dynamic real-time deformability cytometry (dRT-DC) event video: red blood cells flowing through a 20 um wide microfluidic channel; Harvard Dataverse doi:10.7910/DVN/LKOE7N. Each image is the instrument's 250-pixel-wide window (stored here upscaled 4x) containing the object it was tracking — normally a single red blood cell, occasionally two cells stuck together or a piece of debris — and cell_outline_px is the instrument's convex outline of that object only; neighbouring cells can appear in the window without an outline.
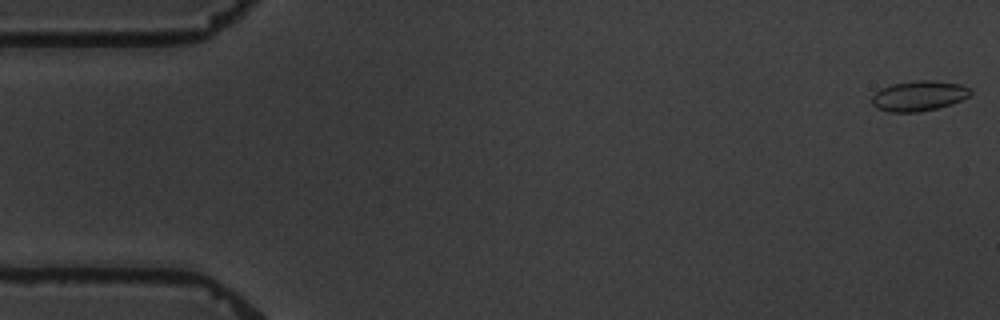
{"species": "common noctule bat (a hibernating species)", "species_latin": "Nyctalus noctula", "temperature_condition": "warm", "stored_images_in_passage": 5, "camera_frame_rate_fps": 3000, "um_per_image_px": 0.085, "animal": {"sex": "male", "body_mass_g": 19.5, "forearm_length_mm": 54.6}, "frame": {"image": 1, "passage_image": 1, "time_ms": 0.0, "image_size_px": [1000, 320], "cell_outline_px": [[972, 92], [968, 96], [952, 104], [936, 108], [916, 112], [888, 112], [876, 108], [872, 104], [872, 96], [880, 88], [892, 84], [916, 80], [932, 80], [960, 84], [972, 88]], "centroid_in_image_um": [78.09, 8.14], "position_along_channel_um": 6.9, "area_um2": 17.4}}
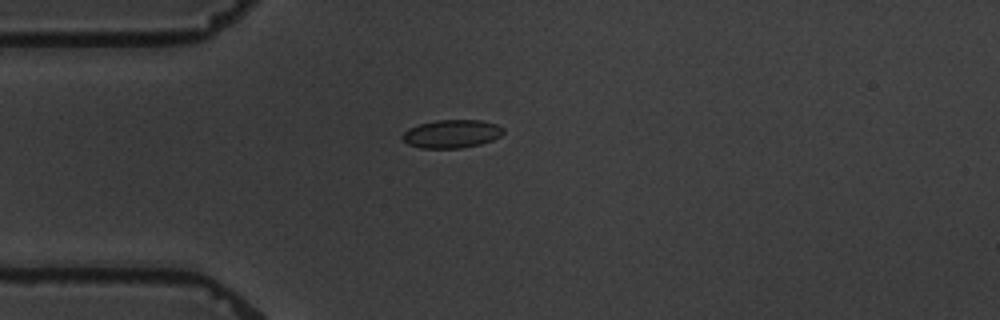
{"frame": {"image": 2, "passage_image": 5, "time_ms": 4.667, "image_size_px": [1000, 320], "cell_outline_px": [[504, 132], [500, 136], [492, 140], [480, 144], [460, 148], [420, 148], [408, 144], [400, 136], [408, 128], [420, 124], [436, 120], [480, 120], [496, 124], [504, 128]], "centroid_in_image_um": [38.39, 11.37], "position_along_channel_um": 46.6, "area_um2": 16.59}}